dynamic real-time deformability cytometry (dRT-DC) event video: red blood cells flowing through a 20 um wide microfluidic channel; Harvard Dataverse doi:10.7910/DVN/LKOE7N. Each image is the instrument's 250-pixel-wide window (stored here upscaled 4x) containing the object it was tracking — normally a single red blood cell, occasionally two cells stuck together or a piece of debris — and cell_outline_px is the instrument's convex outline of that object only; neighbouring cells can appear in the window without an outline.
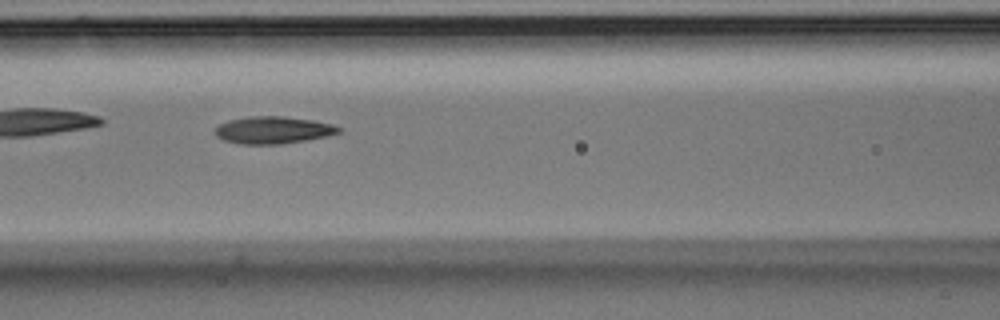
{"species": "Egyptian fruit bat (a non-hibernating species)", "species_latin": "Rousettus aegyptiacus", "temperature_condition": "room temperature", "stored_images_in_passage": 24, "camera_frame_rate_fps": 3000, "um_per_image_px": 0.085, "animal": {"sex": "male"}, "frame": {"image": 1, "passage_image": 8, "time_ms": 2.333, "image_size_px": [1000, 320], "cell_outline_px": [[340, 132], [328, 136], [280, 144], [240, 144], [224, 140], [216, 136], [216, 128], [220, 124], [228, 120], [248, 116], [284, 116], [312, 120], [332, 124], [340, 128]], "centroid_in_image_um": [23.2, 11.05], "position_along_channel_um": 143.4, "area_um2": 19.48}}